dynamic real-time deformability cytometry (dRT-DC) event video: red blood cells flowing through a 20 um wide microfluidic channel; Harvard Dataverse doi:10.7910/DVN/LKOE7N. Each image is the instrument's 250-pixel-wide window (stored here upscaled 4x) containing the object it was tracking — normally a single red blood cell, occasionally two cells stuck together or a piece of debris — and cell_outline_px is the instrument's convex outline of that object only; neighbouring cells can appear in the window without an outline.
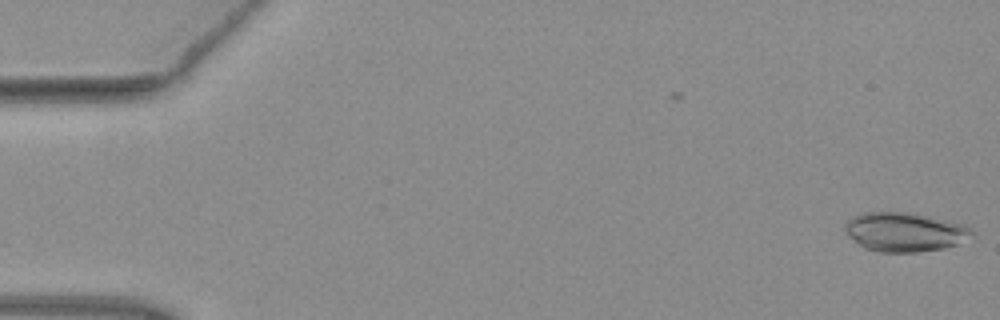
{"species": "common noctule bat (a hibernating species)", "species_latin": "Nyctalus noctula", "temperature_condition": "warm", "stored_images_in_passage": 5, "camera_frame_rate_fps": 3000, "um_per_image_px": 0.085, "animal": {"sex": "female", "body_mass_g": 19.3, "forearm_length_mm": 54.1}, "frame": {"image": 1, "passage_image": 1, "time_ms": 0.0, "image_size_px": [1000, 320], "cell_outline_px": [[972, 232], [956, 244], [944, 248], [916, 252], [880, 252], [864, 248], [848, 236], [844, 232], [844, 224], [852, 216], [860, 212], [912, 212], [964, 224]], "centroid_in_image_um": [76.79, 19.7], "position_along_channel_um": 8.2, "area_um2": 28.78}}
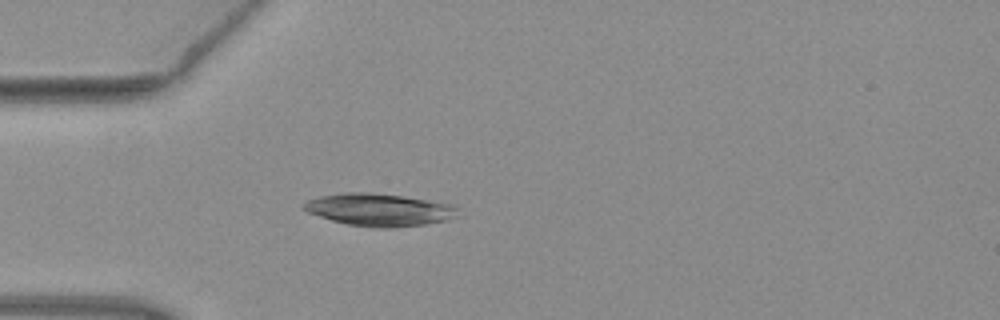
{"frame": {"image": 2, "passage_image": 5, "time_ms": 1.333, "image_size_px": [1000, 320], "cell_outline_px": [[456, 216], [448, 220], [424, 224], [388, 228], [376, 228], [348, 224], [332, 220], [308, 212], [304, 208], [304, 204], [308, 200], [320, 196], [344, 192], [368, 192], [404, 196], [452, 204], [456, 208]], "centroid_in_image_um": [32.24, 17.82], "position_along_channel_um": 52.8, "area_um2": 28.84}}